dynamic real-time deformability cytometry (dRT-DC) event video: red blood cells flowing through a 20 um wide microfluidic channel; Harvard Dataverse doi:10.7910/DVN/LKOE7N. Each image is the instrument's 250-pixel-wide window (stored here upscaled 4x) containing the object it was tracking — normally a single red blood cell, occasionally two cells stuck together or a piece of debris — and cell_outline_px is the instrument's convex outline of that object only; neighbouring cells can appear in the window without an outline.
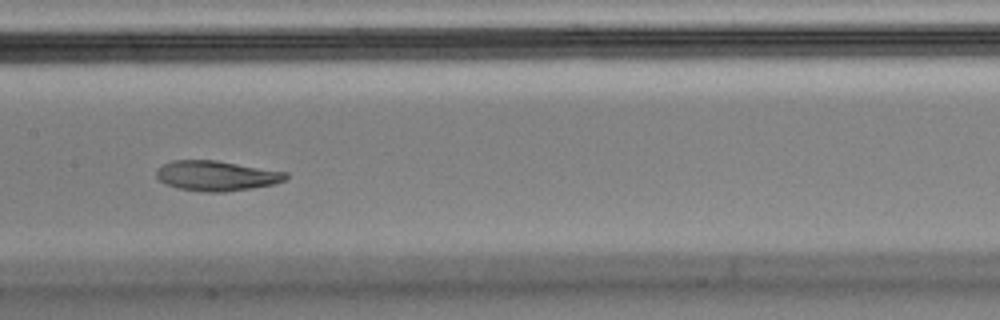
{"species": "Egyptian fruit bat (a non-hibernating species)", "species_latin": "Rousettus aegyptiacus", "temperature_condition": "cold", "stored_images_in_passage": 8, "camera_frame_rate_fps": 3000, "um_per_image_px": 0.085, "animal": {"sex": "male"}, "frame": {"image": 1, "passage_image": 7, "time_ms": 2.0, "image_size_px": [1000, 320], "cell_outline_px": [[288, 176], [284, 180], [276, 184], [252, 188], [224, 192], [200, 192], [180, 188], [164, 184], [156, 176], [156, 168], [172, 160], [216, 160], [288, 172]], "centroid_in_image_um": [18.4, 14.94], "position_along_channel_um": 189.0, "area_um2": 22.83}}